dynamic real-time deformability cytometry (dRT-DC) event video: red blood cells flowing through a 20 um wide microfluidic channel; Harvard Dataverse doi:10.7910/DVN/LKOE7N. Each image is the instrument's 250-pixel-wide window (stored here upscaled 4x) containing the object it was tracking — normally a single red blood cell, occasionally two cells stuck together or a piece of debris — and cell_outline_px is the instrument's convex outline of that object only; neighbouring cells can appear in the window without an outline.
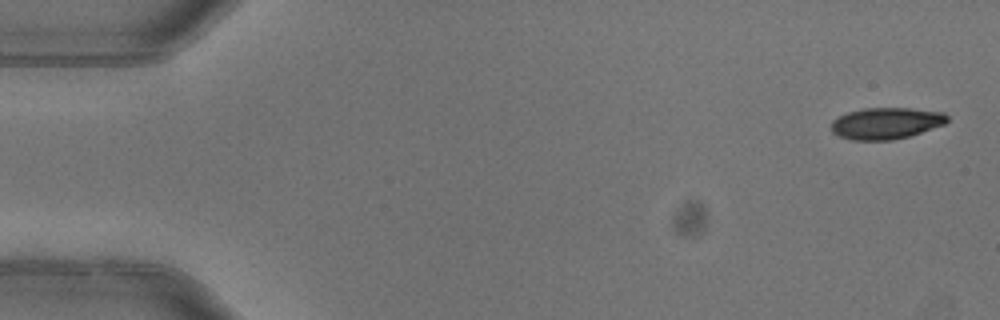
{"species": "common noctule bat (a hibernating species)", "species_latin": "Nyctalus noctula", "temperature_condition": "warm", "stored_images_in_passage": 5, "camera_frame_rate_fps": 3000, "um_per_image_px": 0.085, "animal": {"sex": "female"}, "frame": {"image": 1, "passage_image": 1, "time_ms": 0.0, "image_size_px": [1000, 320], "cell_outline_px": [[948, 120], [944, 124], [908, 136], [892, 140], [852, 140], [840, 136], [832, 132], [832, 120], [848, 112], [864, 108], [912, 108], [944, 112], [948, 116]], "centroid_in_image_um": [75.32, 10.47], "position_along_channel_um": 9.7, "area_um2": 21.15}}